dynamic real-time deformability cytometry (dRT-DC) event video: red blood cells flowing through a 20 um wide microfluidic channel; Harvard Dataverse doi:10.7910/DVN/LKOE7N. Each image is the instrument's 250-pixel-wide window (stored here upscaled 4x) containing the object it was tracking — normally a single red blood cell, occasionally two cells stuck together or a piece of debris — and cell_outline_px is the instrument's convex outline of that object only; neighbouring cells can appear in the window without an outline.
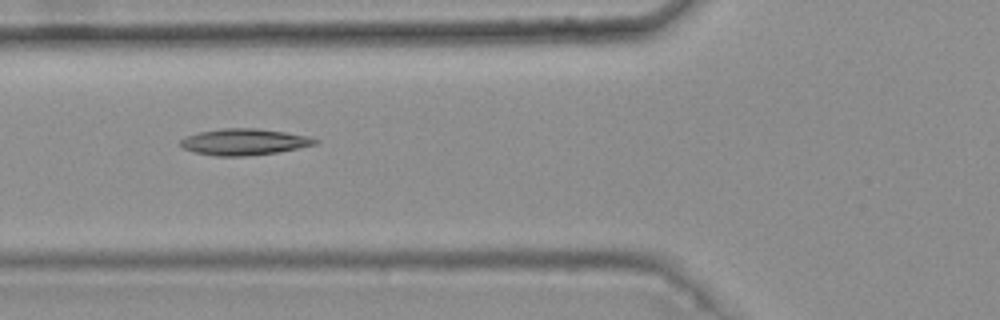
{"species": "common noctule bat (a hibernating species)", "species_latin": "Nyctalus noctula", "temperature_condition": "warm", "stored_images_in_passage": 7, "camera_frame_rate_fps": 3000, "um_per_image_px": 0.085, "animal": {"sex": "female", "body_mass_g": 25.1}, "frame": {"image": 1, "passage_image": 6, "time_ms": 1.667, "image_size_px": [1000, 320], "cell_outline_px": [[320, 140], [316, 144], [276, 152], [244, 156], [216, 156], [196, 152], [184, 148], [180, 144], [180, 140], [184, 136], [196, 132], [220, 128], [256, 128], [284, 132], [308, 136]], "centroid_in_image_um": [20.71, 12.04], "position_along_channel_um": 105.1, "area_um2": 20.58}}
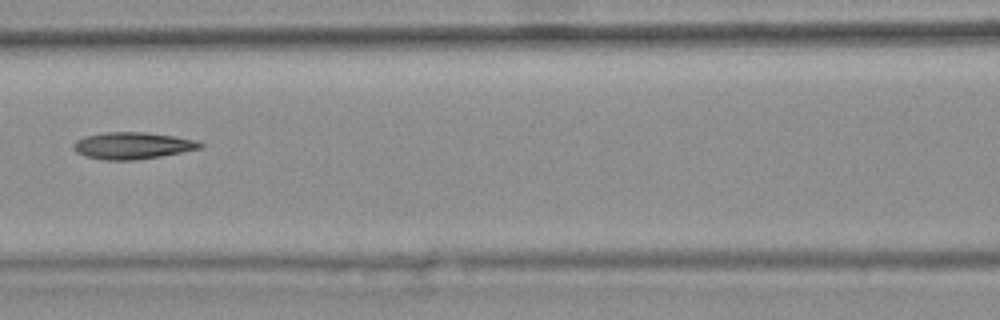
{"frame": {"image": 2, "passage_image": 7, "time_ms": 2.0, "image_size_px": [1000, 320], "cell_outline_px": [[204, 144], [200, 148], [160, 156], [132, 160], [104, 160], [84, 156], [76, 152], [72, 148], [72, 144], [76, 140], [84, 136], [104, 132], [144, 132], [172, 136], [196, 140]], "centroid_in_image_um": [11.19, 12.37], "position_along_channel_um": 155.4, "area_um2": 19.71}}